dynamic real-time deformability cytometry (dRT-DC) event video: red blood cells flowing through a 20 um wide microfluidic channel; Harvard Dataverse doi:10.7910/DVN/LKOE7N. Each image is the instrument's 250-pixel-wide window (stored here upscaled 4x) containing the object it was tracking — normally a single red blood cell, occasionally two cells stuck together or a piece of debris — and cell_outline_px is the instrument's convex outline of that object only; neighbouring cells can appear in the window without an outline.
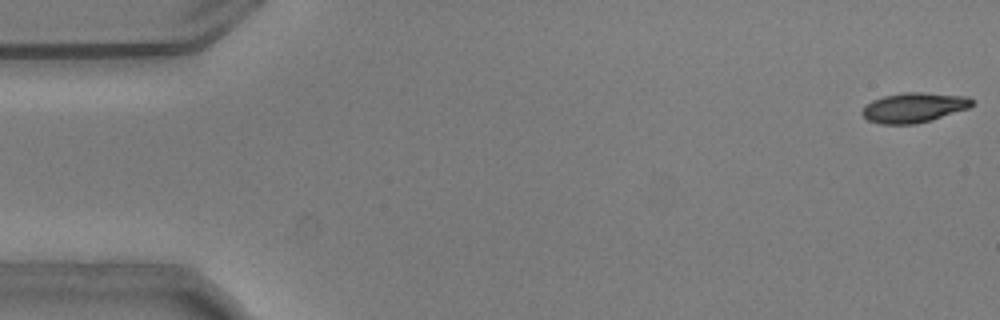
{"species": "common noctule bat (a hibernating species)", "species_latin": "Nyctalus noctula", "temperature_condition": "warm", "stored_images_in_passage": 54, "camera_frame_rate_fps": 3000, "um_per_image_px": 0.085, "animal": {"sex": "male", "body_mass_g": 20.5, "forearm_length_mm": 52.5}, "frame": {"image": 1, "passage_image": 1, "time_ms": 0.0, "image_size_px": [1000, 320], "cell_outline_px": [[972, 104], [968, 108], [932, 120], [916, 124], [880, 124], [868, 120], [860, 112], [872, 100], [884, 96], [904, 92], [924, 92], [968, 96], [972, 100]], "centroid_in_image_um": [77.68, 9.14], "position_along_channel_um": 7.3, "area_um2": 19.07}}
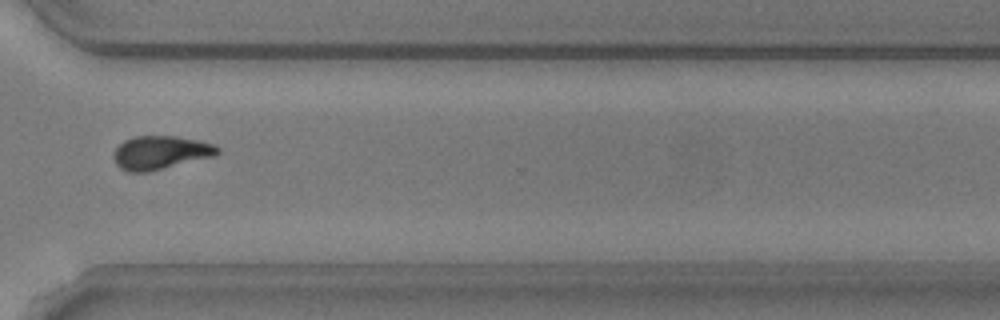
{"frame": {"image": 2, "passage_image": 40, "time_ms": 13.0, "image_size_px": [1000, 320], "cell_outline_px": [[220, 152], [216, 156], [148, 172], [128, 172], [120, 168], [116, 164], [112, 156], [116, 148], [124, 140], [136, 136], [176, 136], [200, 140], [216, 144], [220, 148]], "centroid_in_image_um": [13.68, 12.97], "position_along_channel_um": 356.9, "area_um2": 20.58}}
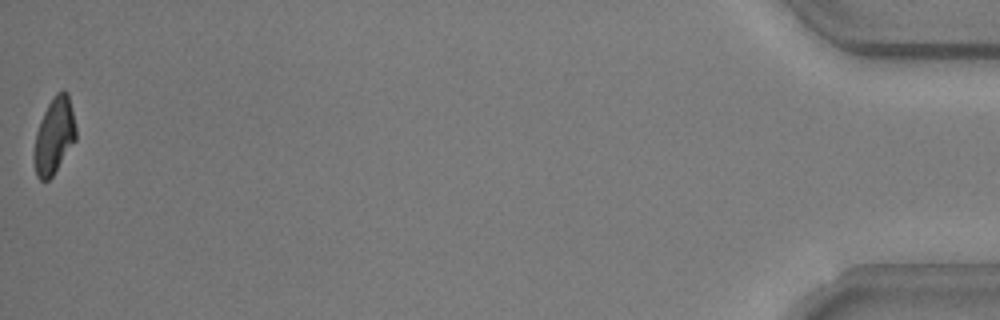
{"frame": {"image": 3, "passage_image": 54, "time_ms": 17.667, "image_size_px": [1000, 320], "cell_outline_px": [[76, 140], [52, 176], [48, 180], [40, 180], [36, 176], [32, 156], [36, 132], [40, 120], [48, 104], [56, 92], [64, 88], [68, 92], [76, 128]], "centroid_in_image_um": [4.59, 11.54], "position_along_channel_um": 430.6, "area_um2": 18.79}, "authors_computed_cell_mechanics": {"area_um2": 20.0855, "velocity_mm_per_s": 3.734, "shape_relaxation_time_tau1_ms": 2.5742, "shape_relaxation_time_tau2_ms": 2.3915, "deformation_change_tau1": 0.1461, "deformation_change_tau2": 0.0838}}